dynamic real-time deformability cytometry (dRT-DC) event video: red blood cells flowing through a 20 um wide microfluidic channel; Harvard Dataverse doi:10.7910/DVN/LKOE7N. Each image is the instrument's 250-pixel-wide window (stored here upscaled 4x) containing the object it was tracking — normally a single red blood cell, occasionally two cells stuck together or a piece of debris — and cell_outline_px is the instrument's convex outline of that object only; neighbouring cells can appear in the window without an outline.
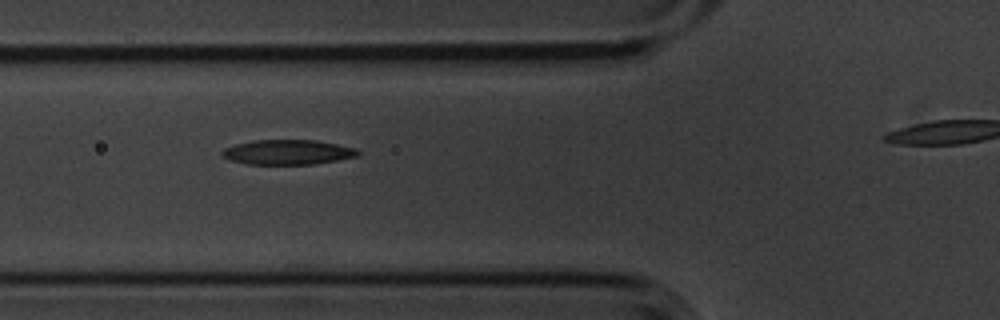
{"species": "common noctule bat (a hibernating species)", "species_latin": "Nyctalus noctula", "temperature_condition": "cold", "stored_images_in_passage": 6, "camera_frame_rate_fps": 3000, "um_per_image_px": 0.085, "animal": {"sex": "male", "body_mass_g": 20.1, "forearm_length_mm": 53.5}, "frame": {"image": 1, "passage_image": 5, "time_ms": 1.333, "image_size_px": [1000, 320], "cell_outline_px": [[360, 152], [356, 156], [316, 164], [248, 164], [228, 160], [220, 152], [224, 148], [236, 144], [252, 140], [316, 140], [356, 148]], "centroid_in_image_um": [24.43, 12.93], "position_along_channel_um": 101.4, "area_um2": 19.59}}